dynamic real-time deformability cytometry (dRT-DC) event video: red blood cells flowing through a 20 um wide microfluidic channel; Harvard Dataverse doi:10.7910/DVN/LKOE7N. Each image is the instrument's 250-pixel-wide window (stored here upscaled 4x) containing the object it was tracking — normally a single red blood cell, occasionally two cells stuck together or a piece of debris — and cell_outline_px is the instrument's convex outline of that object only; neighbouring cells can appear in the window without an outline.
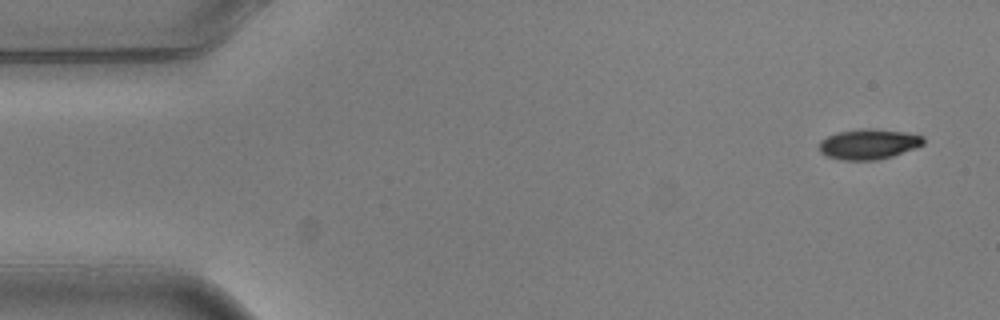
{"species": "common noctule bat (a hibernating species)", "species_latin": "Nyctalus noctula", "temperature_condition": "warm", "stored_images_in_passage": 5, "camera_frame_rate_fps": 3000, "um_per_image_px": 0.085, "animal": {"sex": "male", "body_mass_g": 20.5, "forearm_length_mm": 52.5}, "frame": {"image": 1, "passage_image": 1, "time_ms": 0.0, "image_size_px": [1000, 320], "cell_outline_px": [[924, 144], [916, 148], [892, 156], [876, 160], [840, 160], [828, 156], [820, 152], [820, 140], [836, 132], [860, 128], [876, 128], [904, 132], [924, 136]], "centroid_in_image_um": [73.84, 12.24], "position_along_channel_um": 11.2, "area_um2": 18.55}}